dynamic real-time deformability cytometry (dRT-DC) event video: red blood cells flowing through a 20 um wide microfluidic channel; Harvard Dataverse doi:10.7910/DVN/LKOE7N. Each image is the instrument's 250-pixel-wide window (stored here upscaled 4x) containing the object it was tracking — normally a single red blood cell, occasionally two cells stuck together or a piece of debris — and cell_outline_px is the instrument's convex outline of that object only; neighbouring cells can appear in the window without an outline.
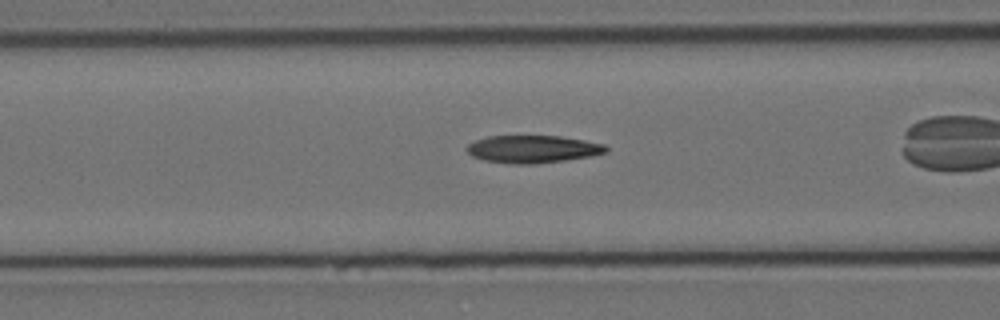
{"species": "Egyptian fruit bat (a non-hibernating species)", "species_latin": "Rousettus aegyptiacus", "temperature_condition": "cold", "stored_images_in_passage": 28, "camera_frame_rate_fps": 3000, "um_per_image_px": 0.085, "animal": {"sex": "female"}, "frame": {"image": 1, "passage_image": 5, "time_ms": 1.333, "image_size_px": [1000, 320], "cell_outline_px": [[608, 152], [592, 156], [536, 164], [508, 164], [484, 160], [472, 156], [464, 148], [468, 144], [476, 140], [488, 136], [560, 136], [584, 140], [604, 144], [608, 148]], "centroid_in_image_um": [45.28, 12.68], "position_along_channel_um": 121.3, "area_um2": 22.48}}